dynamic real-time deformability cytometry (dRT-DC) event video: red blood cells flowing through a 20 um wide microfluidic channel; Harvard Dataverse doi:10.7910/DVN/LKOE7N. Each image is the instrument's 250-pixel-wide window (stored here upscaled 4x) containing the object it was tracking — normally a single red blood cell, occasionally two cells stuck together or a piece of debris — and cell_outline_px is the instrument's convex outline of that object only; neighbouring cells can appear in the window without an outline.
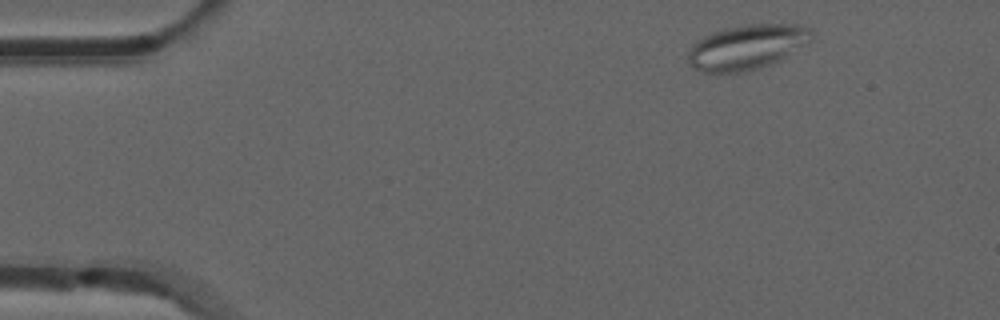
{"species": "common noctule bat (a hibernating species)", "species_latin": "Nyctalus noctula", "temperature_condition": "room temperature", "stored_images_in_passage": 1, "camera_frame_rate_fps": 3000, "um_per_image_px": 0.085, "animal": {"sex": "male", "forearm_length_mm": 52.5}, "frame": {"image": 1, "passage_image": 1, "time_ms": 0.0, "image_size_px": [1000, 320], "cell_outline_px": [[812, 36], [784, 56], [772, 64], [748, 72], [704, 72], [696, 68], [688, 60], [688, 52], [692, 44], [696, 40], [712, 32], [744, 24], [800, 24], [812, 28]], "centroid_in_image_um": [63.44, 3.99], "position_along_channel_um": 21.6, "area_um2": 31.73}}